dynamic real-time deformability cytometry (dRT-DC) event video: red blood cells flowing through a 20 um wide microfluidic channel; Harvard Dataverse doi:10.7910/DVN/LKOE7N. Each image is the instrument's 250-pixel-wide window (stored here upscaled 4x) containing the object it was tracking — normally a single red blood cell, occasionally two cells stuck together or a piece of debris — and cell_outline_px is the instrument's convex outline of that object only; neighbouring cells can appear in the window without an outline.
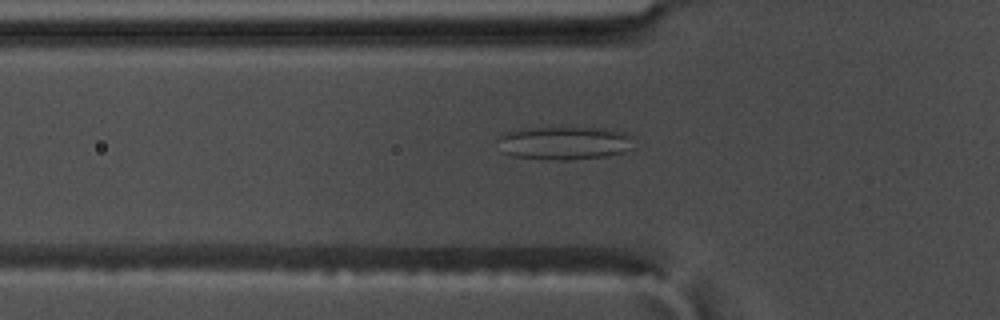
{"species": "common noctule bat (a hibernating species)", "species_latin": "Nyctalus noctula", "temperature_condition": "warm", "stored_images_in_passage": 28, "camera_frame_rate_fps": 3000, "um_per_image_px": 0.085, "animal": {"sex": "male", "body_mass_g": 17.5, "forearm_length_mm": 52.3}, "frame": {"image": 1, "passage_image": 20, "time_ms": 6.333, "image_size_px": [1000, 320], "cell_outline_px": [[636, 148], [624, 152], [608, 156], [568, 160], [556, 160], [512, 156], [500, 152], [496, 140], [504, 132], [532, 128], [604, 128], [624, 132], [636, 136]], "centroid_in_image_um": [48.05, 12.16], "position_along_channel_um": 77.8, "area_um2": 26.99}}